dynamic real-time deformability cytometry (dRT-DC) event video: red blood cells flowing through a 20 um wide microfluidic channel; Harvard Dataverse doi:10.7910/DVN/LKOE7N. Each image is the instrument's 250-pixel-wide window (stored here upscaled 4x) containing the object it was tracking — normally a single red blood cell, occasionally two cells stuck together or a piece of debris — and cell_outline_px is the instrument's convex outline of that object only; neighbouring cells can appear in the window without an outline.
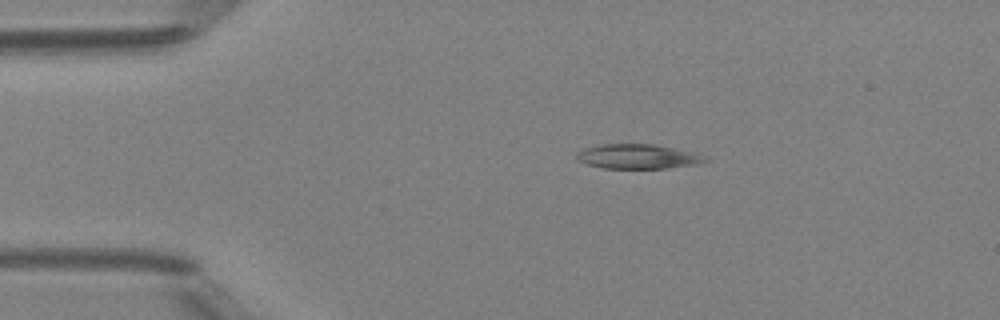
{"species": "Egyptian fruit bat (a non-hibernating species)", "species_latin": "Rousettus aegyptiacus", "temperature_condition": "room temperature", "stored_images_in_passage": 40, "camera_frame_rate_fps": 3000, "um_per_image_px": 0.085, "animal": {"sex": "female"}, "frame": {"image": 1, "passage_image": 1, "time_ms": 0.0, "image_size_px": [1000, 320], "cell_outline_px": [[712, 160], [700, 164], [668, 168], [604, 168], [588, 164], [576, 160], [576, 156], [584, 148], [600, 144], [656, 144], [696, 152]], "centroid_in_image_um": [54.3, 13.3], "position_along_channel_um": 30.7, "area_um2": 18.61}}
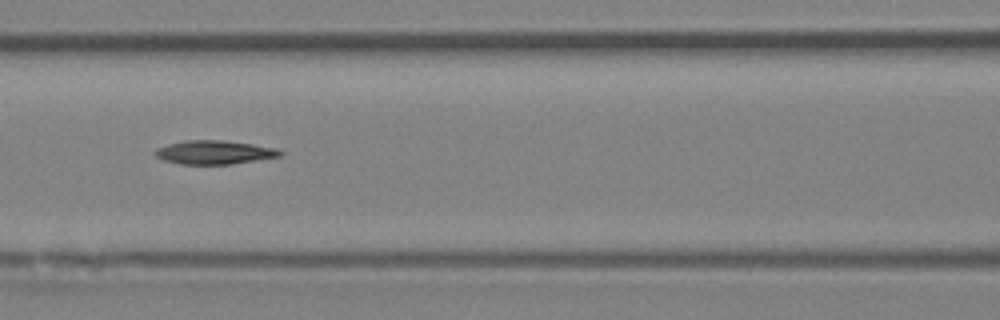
{"frame": {"image": 2, "passage_image": 13, "time_ms": 4.0, "image_size_px": [1000, 320], "cell_outline_px": [[284, 152], [280, 156], [232, 164], [180, 164], [164, 160], [156, 156], [152, 152], [156, 148], [168, 144], [188, 140], [216, 140], [252, 144], [276, 148]], "centroid_in_image_um": [18.19, 12.95], "position_along_channel_um": 148.4, "area_um2": 17.11}}
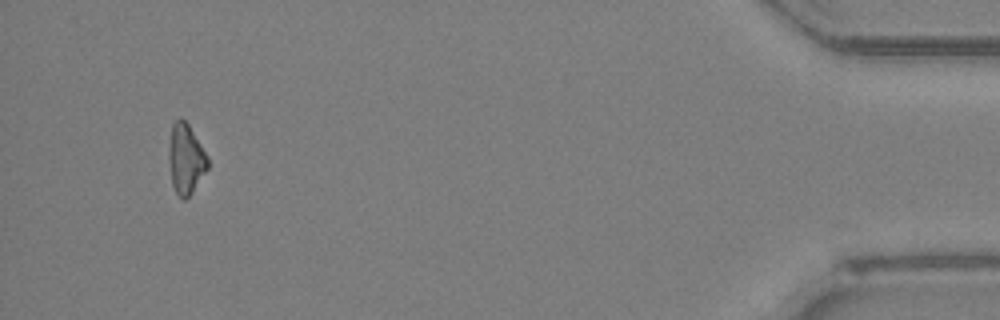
{"frame": {"image": 3, "passage_image": 38, "time_ms": 12.333, "image_size_px": [1000, 320], "cell_outline_px": [[208, 168], [192, 192], [184, 200], [176, 192], [172, 184], [168, 160], [168, 152], [172, 124], [180, 116], [188, 124], [208, 156]], "centroid_in_image_um": [15.78, 13.49], "position_along_channel_um": 419.4, "area_um2": 15.78}, "authors_computed_cell_mechanics": {"area_um2": 17.0221, "velocity_mm_per_s": 4.1929, "shape_relaxation_time_tau1_ms": 5.6835, "shape_relaxation_time_tau2_ms": null, "deformation_change_tau1": 0.1353, "deformation_change_tau2": null}}